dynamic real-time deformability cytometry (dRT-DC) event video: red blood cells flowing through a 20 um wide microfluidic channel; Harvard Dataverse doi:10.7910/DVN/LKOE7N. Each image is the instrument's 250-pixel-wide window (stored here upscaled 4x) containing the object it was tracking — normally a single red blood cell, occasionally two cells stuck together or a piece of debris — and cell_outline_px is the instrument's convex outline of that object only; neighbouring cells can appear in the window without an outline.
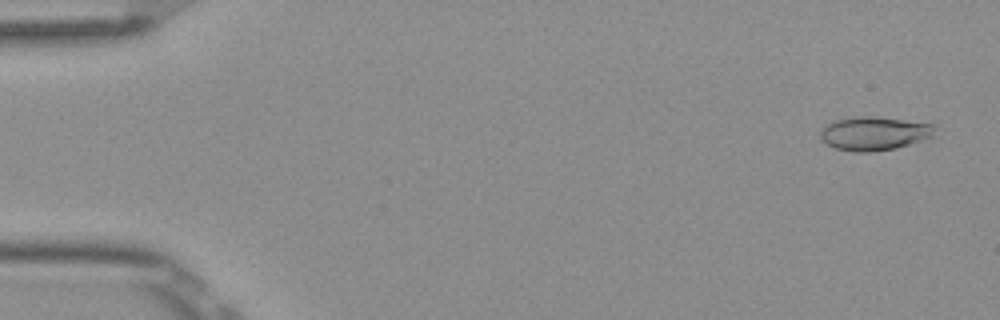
{"species": "Egyptian fruit bat (a non-hibernating species)", "species_latin": "Rousettus aegyptiacus", "temperature_condition": "room temperature", "stored_images_in_passage": 53, "camera_frame_rate_fps": 3000, "um_per_image_px": 0.085, "frame": {"image": 1, "passage_image": 3, "time_ms": 0.667, "image_size_px": [1000, 320], "cell_outline_px": [[932, 136], [896, 148], [872, 152], [856, 152], [836, 148], [820, 140], [820, 128], [832, 120], [860, 116], [868, 116], [932, 124]], "centroid_in_image_um": [74.18, 11.35], "position_along_channel_um": 10.8, "area_um2": 22.02}}
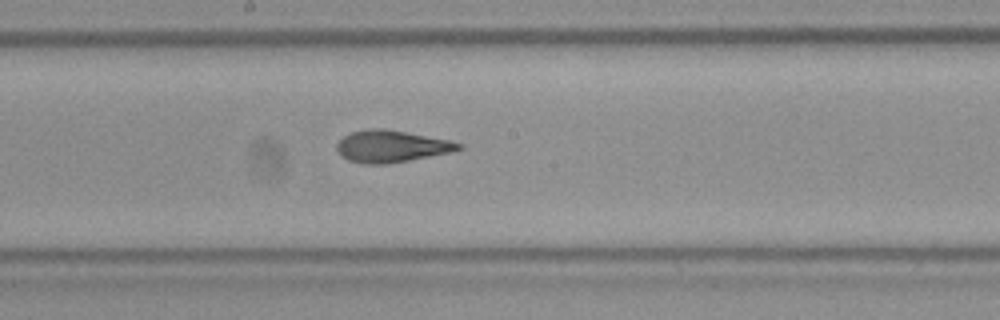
{"frame": {"image": 2, "passage_image": 29, "time_ms": 9.333, "image_size_px": [1000, 320], "cell_outline_px": [[464, 148], [452, 152], [388, 164], [364, 164], [348, 160], [340, 156], [336, 148], [336, 144], [344, 136], [352, 132], [368, 128], [380, 128], [452, 140], [464, 144]], "centroid_in_image_um": [33.28, 12.44], "position_along_channel_um": 214.9, "area_um2": 22.77}}
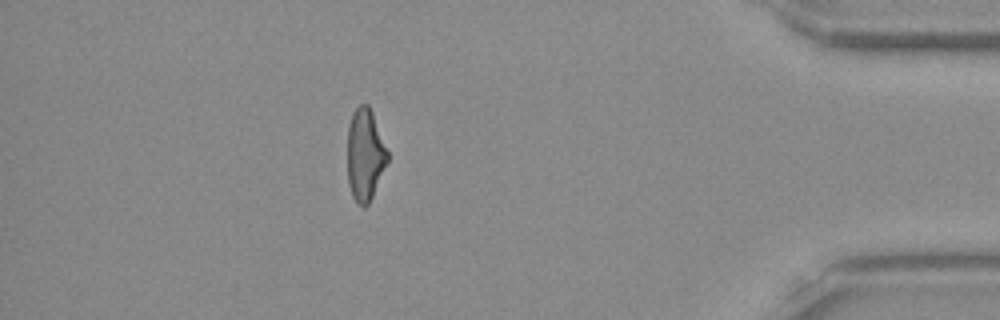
{"frame": {"image": 3, "passage_image": 47, "time_ms": 15.333, "image_size_px": [1000, 320], "cell_outline_px": [[388, 160], [372, 196], [368, 204], [364, 208], [356, 204], [352, 196], [348, 184], [348, 124], [352, 112], [360, 104], [368, 104], [372, 112], [388, 152]], "centroid_in_image_um": [31.01, 13.16], "position_along_channel_um": 404.2, "area_um2": 21.44}, "authors_computed_cell_mechanics": {"area_um2": 22.3108, "velocity_mm_per_s": 3.8909, "shape_relaxation_time_tau1_ms": 5.3206, "shape_relaxation_time_tau2_ms": 1.6021, "deformation_change_tau1": 0.1644, "deformation_change_tau2": 0.0838}}